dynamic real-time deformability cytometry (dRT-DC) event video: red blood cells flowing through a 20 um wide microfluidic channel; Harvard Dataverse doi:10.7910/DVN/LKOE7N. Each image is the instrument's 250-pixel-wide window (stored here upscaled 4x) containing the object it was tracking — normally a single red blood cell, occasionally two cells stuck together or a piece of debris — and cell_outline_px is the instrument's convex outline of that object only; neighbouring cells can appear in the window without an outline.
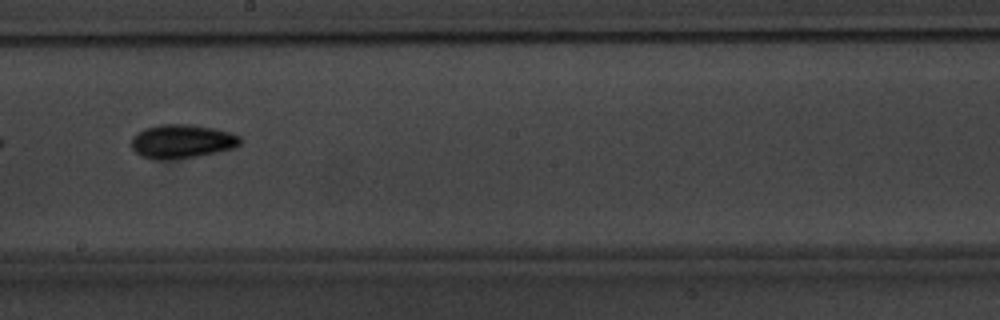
{"species": "common noctule bat (a hibernating species)", "species_latin": "Nyctalus noctula", "temperature_condition": "warm", "stored_images_in_passage": 6, "camera_frame_rate_fps": 3000, "um_per_image_px": 0.085, "animal": {"sex": "male", "body_mass_g": 20.1, "forearm_length_mm": 53.5}, "frame": {"image": 1, "passage_image": 6, "time_ms": 6.667, "image_size_px": [1000, 320], "cell_outline_px": [[240, 144], [236, 148], [196, 156], [160, 160], [156, 160], [140, 156], [132, 148], [132, 136], [136, 132], [144, 128], [160, 124], [188, 124], [212, 128], [228, 132], [240, 136]], "centroid_in_image_um": [15.42, 12.01], "position_along_channel_um": 232.8, "area_um2": 21.39}}